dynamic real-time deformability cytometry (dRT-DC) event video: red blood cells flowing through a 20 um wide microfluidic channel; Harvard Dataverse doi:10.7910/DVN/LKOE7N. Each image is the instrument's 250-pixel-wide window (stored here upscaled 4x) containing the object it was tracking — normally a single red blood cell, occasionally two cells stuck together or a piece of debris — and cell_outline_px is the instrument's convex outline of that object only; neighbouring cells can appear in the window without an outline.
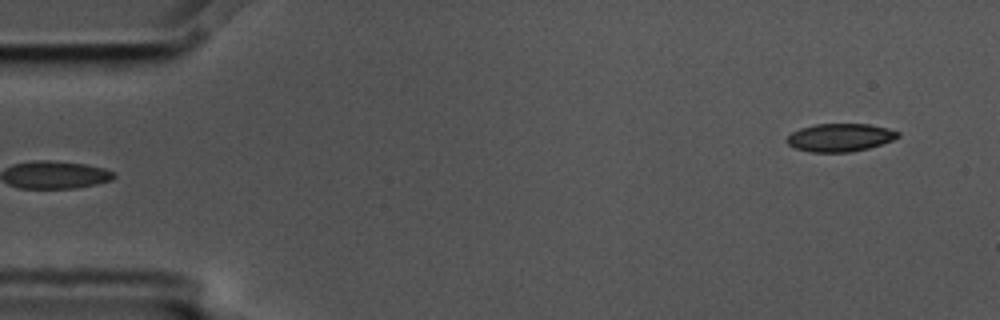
{"species": "common noctule bat (a hibernating species)", "species_latin": "Nyctalus noctula", "temperature_condition": "cold", "stored_images_in_passage": 5, "segment_of_instrument_passage": [2, 2], "camera_frame_rate_fps": 3000, "um_per_image_px": 0.085, "animal": {"sex": "male", "body_mass_g": 17.5, "forearm_length_mm": 52.3}, "frame": {"image": 1, "passage_image": 5, "time_ms": 1.333, "image_size_px": [1000, 320], "cell_outline_px": [[900, 136], [892, 140], [868, 148], [852, 152], [808, 152], [796, 148], [788, 144], [784, 140], [792, 132], [800, 128], [816, 124], [868, 124], [888, 128], [900, 132]], "centroid_in_image_um": [71.38, 11.69], "position_along_channel_um": 13.6, "area_um2": 18.15}}